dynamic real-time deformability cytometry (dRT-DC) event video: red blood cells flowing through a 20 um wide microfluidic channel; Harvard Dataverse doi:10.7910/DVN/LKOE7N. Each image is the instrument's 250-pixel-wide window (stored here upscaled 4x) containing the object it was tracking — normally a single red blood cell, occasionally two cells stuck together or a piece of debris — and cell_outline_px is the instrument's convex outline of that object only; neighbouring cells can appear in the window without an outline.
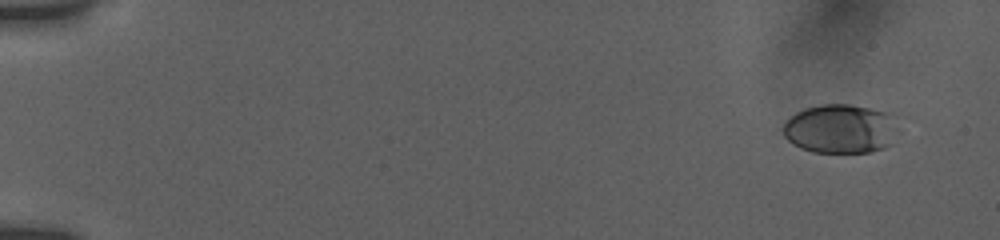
{"species": "human", "species_latin": "Homo sapiens", "temperature_condition": "room temperature", "stored_images_in_passage": 52, "camera_frame_rate_fps": 3000, "um_per_image_px": 0.085, "donor": {"sex": "female"}, "frame": {"image": 1, "passage_image": 1, "time_ms": 0.0, "image_size_px": [1000, 240], "cell_outline_px": [[900, 132], [892, 144], [884, 148], [868, 152], [812, 152], [800, 148], [792, 144], [784, 136], [784, 124], [796, 112], [804, 108], [820, 104], [848, 104], [868, 108], [884, 112], [896, 116], [900, 120]], "centroid_in_image_um": [71.53, 10.95], "position_along_channel_um": 13.5, "area_um2": 33.58}}
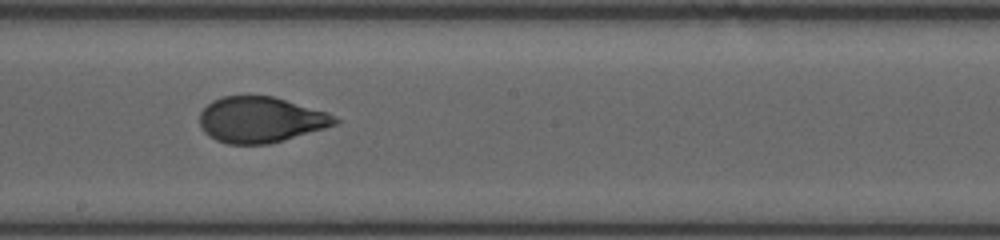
{"frame": {"image": 2, "passage_image": 30, "time_ms": 9.667, "image_size_px": [1000, 240], "cell_outline_px": [[344, 120], [336, 124], [324, 128], [284, 140], [268, 144], [228, 144], [216, 140], [208, 136], [200, 128], [200, 112], [212, 100], [220, 96], [272, 96], [328, 112]], "centroid_in_image_um": [22.16, 10.17], "position_along_channel_um": 226.0, "area_um2": 36.24}}
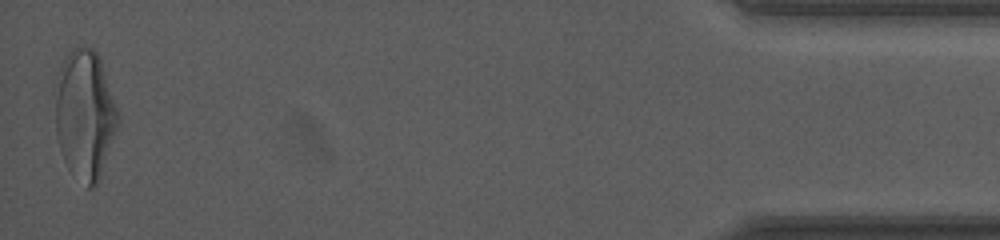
{"frame": {"image": 3, "passage_image": 52, "time_ms": 17.0, "image_size_px": [1000, 240], "cell_outline_px": [[120, 124], [100, 176], [96, 184], [92, 188], [88, 188], [60, 148], [56, 136], [52, 88], [60, 68], [64, 60], [72, 48], [92, 48], [100, 56], [120, 116]], "centroid_in_image_um": [7.22, 9.63], "position_along_channel_um": 428.0, "area_um2": 47.16}, "authors_computed_cell_mechanics": {"area_um2": 36.5874, "velocity_mm_per_s": 3.8348, "shape_relaxation_time_tau1_ms": 4.68, "shape_relaxation_time_tau2_ms": 0.8633, "deformation_change_tau1": 0.1696, "deformation_change_tau2": 0.063}}